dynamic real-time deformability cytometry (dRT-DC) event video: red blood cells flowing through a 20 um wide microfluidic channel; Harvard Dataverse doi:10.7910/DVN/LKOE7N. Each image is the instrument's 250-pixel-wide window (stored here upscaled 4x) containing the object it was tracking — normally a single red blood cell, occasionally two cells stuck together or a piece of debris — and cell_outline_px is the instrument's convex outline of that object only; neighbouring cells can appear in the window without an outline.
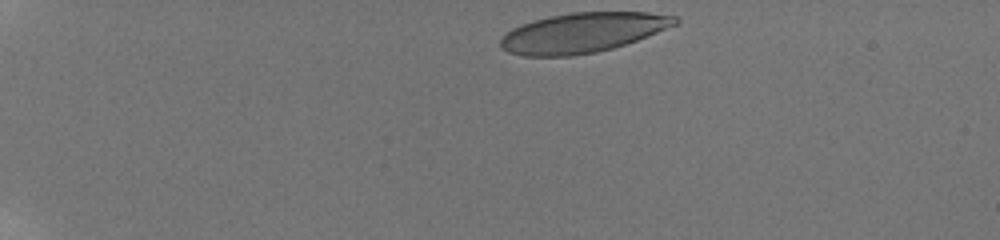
{"species": "human", "species_latin": "Homo sapiens", "temperature_condition": "room temperature", "stored_images_in_passage": 13, "camera_frame_rate_fps": 3000, "um_per_image_px": 0.085, "donor": {"sex": "male"}, "frame": {"image": 1, "passage_image": 1, "time_ms": 0.0, "image_size_px": [1000, 240], "cell_outline_px": [[680, 20], [676, 24], [636, 40], [612, 48], [596, 52], [572, 56], [524, 56], [508, 52], [500, 48], [500, 40], [512, 28], [520, 24], [532, 20], [548, 16], [572, 12], [648, 12], [676, 16]], "centroid_in_image_um": [49.48, 2.77], "position_along_channel_um": 35.5, "area_um2": 40.4}}